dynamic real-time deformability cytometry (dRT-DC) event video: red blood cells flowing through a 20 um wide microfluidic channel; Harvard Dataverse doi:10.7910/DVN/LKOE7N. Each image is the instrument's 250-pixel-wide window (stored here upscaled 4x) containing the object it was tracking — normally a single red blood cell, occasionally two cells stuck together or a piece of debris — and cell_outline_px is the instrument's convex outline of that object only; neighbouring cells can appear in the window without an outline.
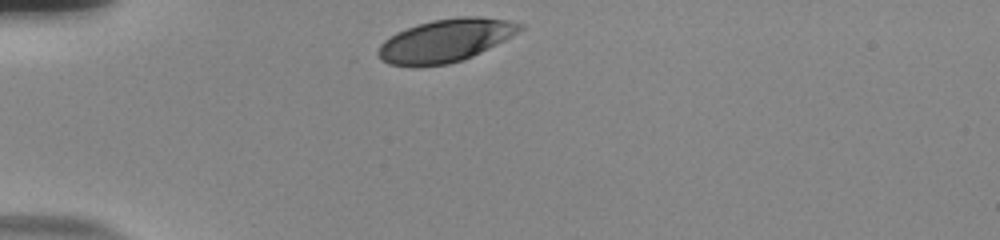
{"species": "human", "species_latin": "Homo sapiens", "temperature_condition": "room temperature", "stored_images_in_passage": 32, "camera_frame_rate_fps": 3000, "um_per_image_px": 0.085, "donor": {"sex": "male"}, "frame": {"image": 1, "passage_image": 1, "time_ms": 0.0, "image_size_px": [1000, 240], "cell_outline_px": [[524, 28], [512, 36], [472, 56], [448, 64], [420, 68], [412, 68], [388, 64], [380, 60], [376, 52], [380, 44], [384, 40], [396, 32], [432, 20], [460, 16], [480, 16], [504, 20], [524, 24]], "centroid_in_image_um": [37.8, 3.47], "position_along_channel_um": 47.2, "area_um2": 35.66}}
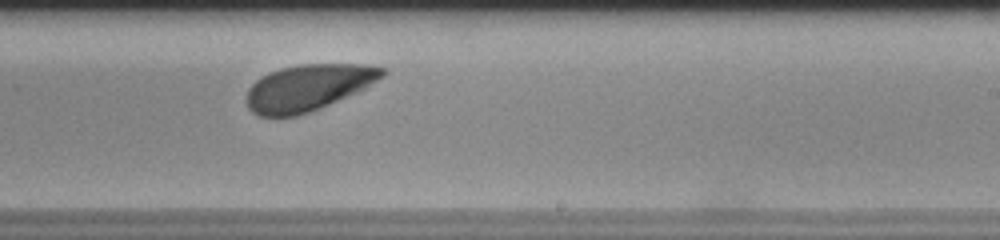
{"frame": {"image": 2, "passage_image": 21, "time_ms": 6.667, "image_size_px": [1000, 240], "cell_outline_px": [[388, 68], [384, 76], [364, 88], [356, 92], [328, 104], [308, 112], [296, 116], [256, 116], [248, 108], [244, 100], [244, 96], [248, 88], [256, 80], [280, 68], [300, 64], [368, 64]], "centroid_in_image_um": [26.17, 7.44], "position_along_channel_um": 262.8, "area_um2": 36.59}}
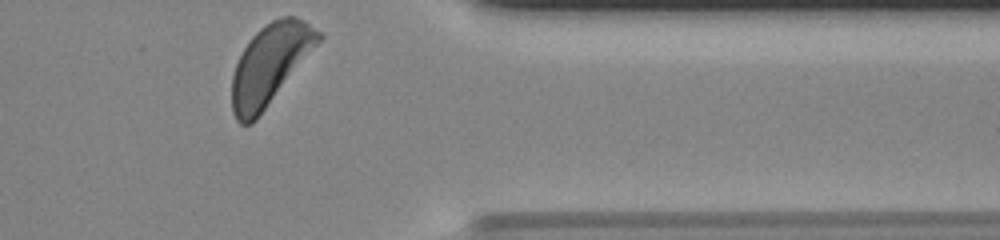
{"frame": {"image": 3, "passage_image": 32, "time_ms": 10.333, "image_size_px": [1000, 240], "cell_outline_px": [[324, 36], [256, 120], [252, 124], [240, 124], [236, 120], [232, 112], [232, 76], [236, 64], [244, 48], [252, 36], [264, 24], [280, 16], [296, 16], [304, 20], [324, 32]], "centroid_in_image_um": [22.96, 5.45], "position_along_channel_um": 388.4, "area_um2": 40.23}, "authors_computed_cell_mechanics": {"area_um2": 37.1365, "velocity_mm_per_s": 3.6864, "shape_relaxation_time_tau1_ms": 1.8292, "shape_relaxation_time_tau2_ms": null, "deformation_change_tau1": 0.1172, "deformation_change_tau2": null}}